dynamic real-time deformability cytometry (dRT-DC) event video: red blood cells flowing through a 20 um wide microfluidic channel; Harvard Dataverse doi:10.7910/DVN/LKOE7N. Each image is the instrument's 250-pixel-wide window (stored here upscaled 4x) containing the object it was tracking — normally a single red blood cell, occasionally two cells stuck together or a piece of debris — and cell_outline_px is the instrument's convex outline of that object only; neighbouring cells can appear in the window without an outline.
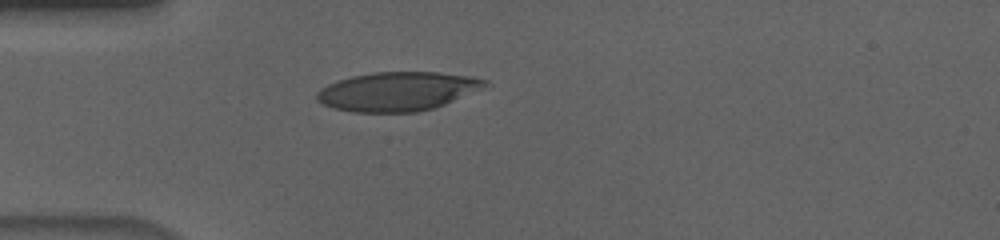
{"species": "human", "species_latin": "Homo sapiens", "temperature_condition": "cold", "stored_images_in_passage": 40, "camera_frame_rate_fps": 3000, "um_per_image_px": 0.085, "donor": {"sex": "male"}, "frame": {"image": 1, "passage_image": 1, "time_ms": 0.0, "image_size_px": [1000, 240], "cell_outline_px": [[492, 84], [436, 108], [416, 112], [352, 112], [332, 108], [316, 100], [316, 92], [320, 88], [336, 80], [352, 76], [372, 72], [436, 72], [468, 76], [488, 80]], "centroid_in_image_um": [33.78, 7.77], "position_along_channel_um": 51.2, "area_um2": 38.38}}
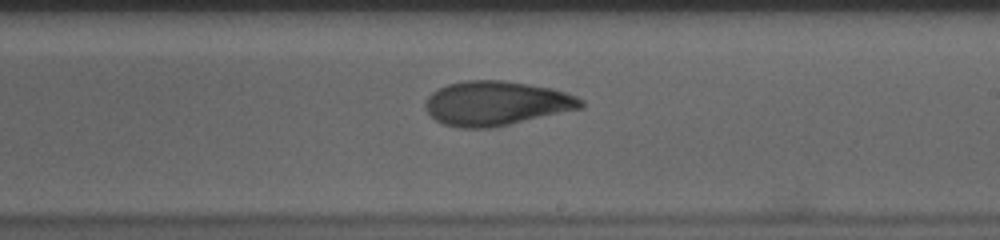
{"frame": {"image": 2, "passage_image": 18, "time_ms": 5.667, "image_size_px": [1000, 240], "cell_outline_px": [[584, 108], [492, 128], [460, 128], [444, 124], [436, 120], [428, 112], [424, 104], [428, 96], [436, 88], [448, 84], [464, 80], [504, 80], [552, 88], [568, 92], [584, 100]], "centroid_in_image_um": [42.21, 8.78], "position_along_channel_um": 246.8, "area_um2": 40.58}}
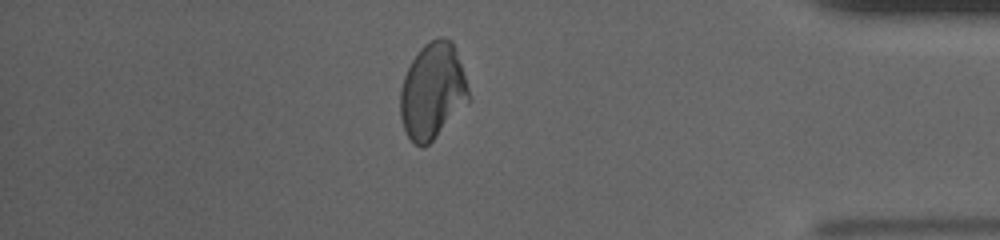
{"frame": {"image": 3, "passage_image": 33, "time_ms": 10.667, "image_size_px": [1000, 240], "cell_outline_px": [[468, 104], [424, 148], [420, 148], [408, 136], [404, 128], [400, 116], [400, 88], [404, 76], [412, 60], [420, 48], [424, 44], [440, 36], [444, 36], [452, 40], [468, 88]], "centroid_in_image_um": [36.75, 7.74], "position_along_channel_um": 398.5, "area_um2": 37.97}, "authors_computed_cell_mechanics": {"area_um2": 39.6797, "velocity_mm_per_s": 3.6794, "shape_relaxation_time_tau1_ms": 8.8463, "shape_relaxation_time_tau2_ms": 3.7156, "deformation_change_tau1": 0.2021, "deformation_change_tau2": 0.0817}}